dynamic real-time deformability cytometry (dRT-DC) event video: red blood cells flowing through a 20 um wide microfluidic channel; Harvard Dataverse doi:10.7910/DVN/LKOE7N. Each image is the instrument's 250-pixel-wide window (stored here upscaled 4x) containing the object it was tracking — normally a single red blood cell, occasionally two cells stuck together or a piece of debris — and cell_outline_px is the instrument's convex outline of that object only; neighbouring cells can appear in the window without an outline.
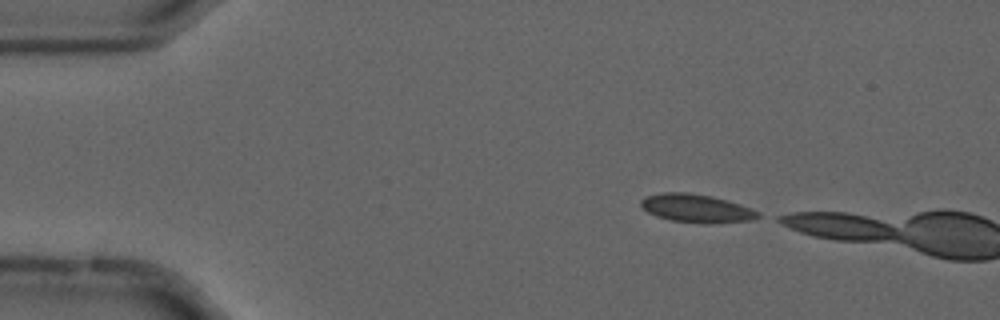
{"species": "common noctule bat (a hibernating species)", "species_latin": "Nyctalus noctula", "temperature_condition": "cold", "stored_images_in_passage": 3, "camera_frame_rate_fps": 3000, "um_per_image_px": 0.085, "animal": {"sex": "male", "forearm_length_mm": 52.5}, "frame": {"image": 1, "passage_image": 1, "time_ms": 0.0, "image_size_px": [1000, 320], "cell_outline_px": [[760, 216], [752, 220], [708, 224], [704, 224], [672, 220], [656, 216], [648, 212], [640, 204], [640, 200], [644, 196], [664, 192], [688, 192], [712, 196], [728, 200], [752, 208], [760, 212]], "centroid_in_image_um": [59.21, 17.7], "position_along_channel_um": 25.8, "area_um2": 19.48}}